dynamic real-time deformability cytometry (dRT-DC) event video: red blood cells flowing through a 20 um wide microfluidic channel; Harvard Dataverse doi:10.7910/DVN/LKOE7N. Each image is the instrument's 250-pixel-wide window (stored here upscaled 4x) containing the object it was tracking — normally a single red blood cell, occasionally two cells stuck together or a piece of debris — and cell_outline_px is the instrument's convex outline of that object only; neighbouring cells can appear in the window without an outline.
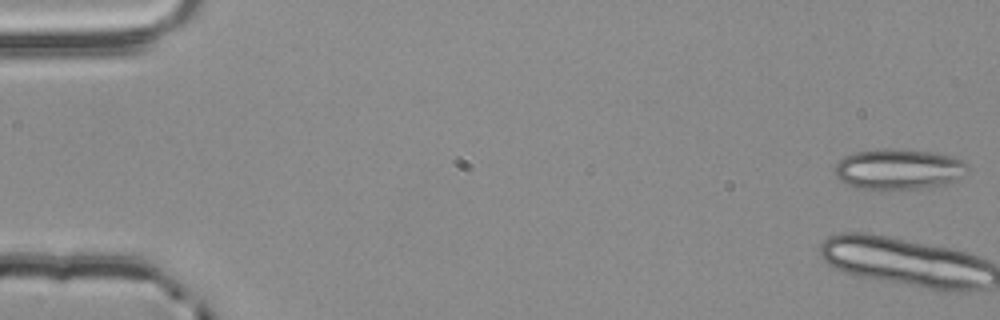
{"species": "common noctule bat (a hibernating species)", "species_latin": "Nyctalus noctula", "temperature_condition": "room temperature", "stored_images_in_passage": 5, "camera_frame_rate_fps": 3000, "um_per_image_px": 0.085, "animal": {"sex": "male", "body_mass_g": 20.4}, "frame": {"image": 1, "passage_image": 1, "time_ms": 0.0, "image_size_px": [1000, 320], "cell_outline_px": [[968, 172], [956, 180], [948, 184], [920, 188], [860, 188], [848, 184], [840, 180], [836, 176], [836, 164], [844, 156], [856, 152], [880, 148], [896, 148], [932, 152], [952, 156], [964, 160], [968, 164]], "centroid_in_image_um": [76.44, 14.35], "position_along_channel_um": 8.6, "area_um2": 31.33}}
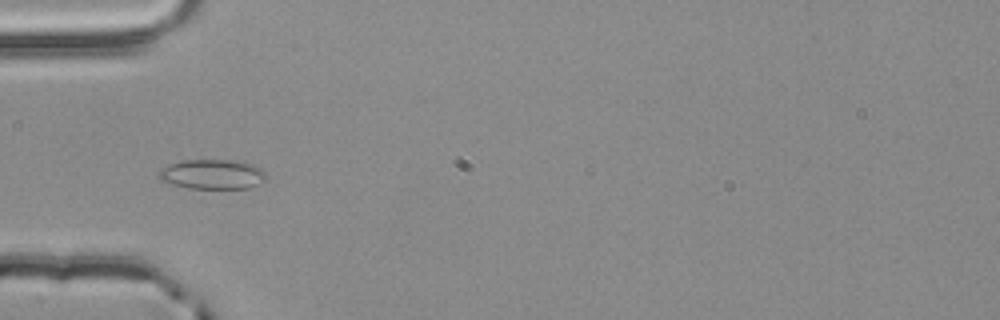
{"frame": {"image": 2, "passage_image": 5, "time_ms": 1.333, "image_size_px": [1000, 320], "cell_outline_px": [[268, 176], [264, 180], [248, 188], [188, 188], [172, 184], [160, 180], [156, 176], [160, 168], [168, 164], [184, 160], [228, 160], [252, 164], [260, 168]], "centroid_in_image_um": [17.99, 14.81], "position_along_channel_um": 67.0, "area_um2": 18.55}}